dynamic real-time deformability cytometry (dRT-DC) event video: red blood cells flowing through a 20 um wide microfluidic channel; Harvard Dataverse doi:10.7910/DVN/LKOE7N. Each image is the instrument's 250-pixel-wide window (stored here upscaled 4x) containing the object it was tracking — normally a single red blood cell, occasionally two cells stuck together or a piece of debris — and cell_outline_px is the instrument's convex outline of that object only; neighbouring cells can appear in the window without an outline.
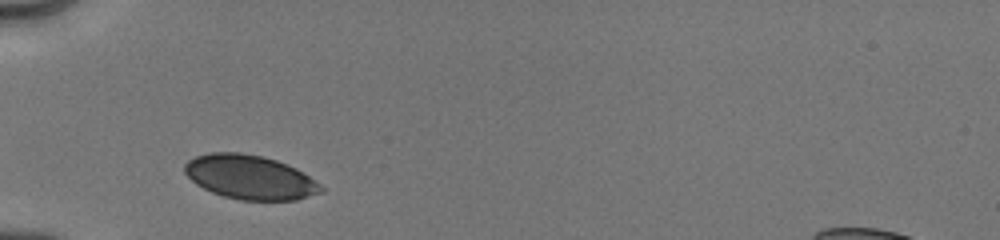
{"species": "human", "species_latin": "Homo sapiens", "temperature_condition": "cold", "stored_images_in_passage": 21, "camera_frame_rate_fps": 3000, "um_per_image_px": 0.085, "donor": {"sex": "male"}, "frame": {"image": 1, "passage_image": 1, "time_ms": 0.0, "image_size_px": [1000, 240], "cell_outline_px": [[324, 192], [296, 200], [240, 200], [224, 196], [212, 192], [196, 184], [184, 172], [184, 164], [188, 160], [196, 156], [208, 152], [240, 152], [264, 156], [288, 164], [296, 168], [320, 184], [324, 188]], "centroid_in_image_um": [21.25, 15.05], "position_along_channel_um": 63.8, "area_um2": 35.2}}
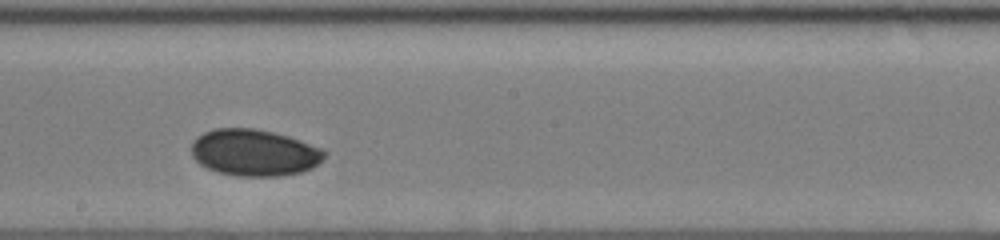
{"frame": {"image": 2, "passage_image": 10, "time_ms": 4.333, "image_size_px": [1000, 240], "cell_outline_px": [[328, 152], [312, 168], [300, 172], [280, 176], [236, 176], [216, 172], [200, 164], [192, 156], [192, 144], [196, 136], [204, 132], [216, 128], [252, 128], [272, 132], [288, 136], [324, 148]], "centroid_in_image_um": [21.61, 12.97], "position_along_channel_um": 226.6, "area_um2": 36.24}}
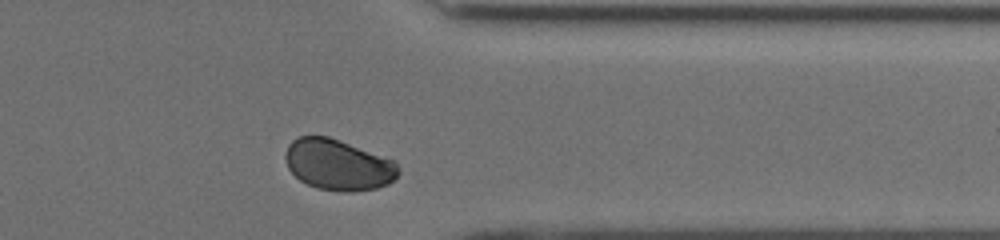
{"frame": {"image": 3, "passage_image": 21, "time_ms": 8.333, "image_size_px": [1000, 240], "cell_outline_px": [[400, 172], [388, 184], [376, 188], [352, 192], [348, 192], [316, 188], [300, 180], [288, 168], [284, 156], [284, 152], [288, 144], [292, 140], [300, 136], [328, 136], [340, 140], [396, 160], [400, 168]], "centroid_in_image_um": [28.75, 13.99], "position_along_channel_um": 382.6, "area_um2": 33.76}, "authors_computed_cell_mechanics": {"area_um2": 35.4892, "velocity_mm_per_s": 3.9468, "shape_relaxation_time_tau1_ms": 2.7174, "shape_relaxation_time_tau2_ms": 7.1876, "deformation_change_tau1": 0.0311, "deformation_change_tau2": 0.0431}}